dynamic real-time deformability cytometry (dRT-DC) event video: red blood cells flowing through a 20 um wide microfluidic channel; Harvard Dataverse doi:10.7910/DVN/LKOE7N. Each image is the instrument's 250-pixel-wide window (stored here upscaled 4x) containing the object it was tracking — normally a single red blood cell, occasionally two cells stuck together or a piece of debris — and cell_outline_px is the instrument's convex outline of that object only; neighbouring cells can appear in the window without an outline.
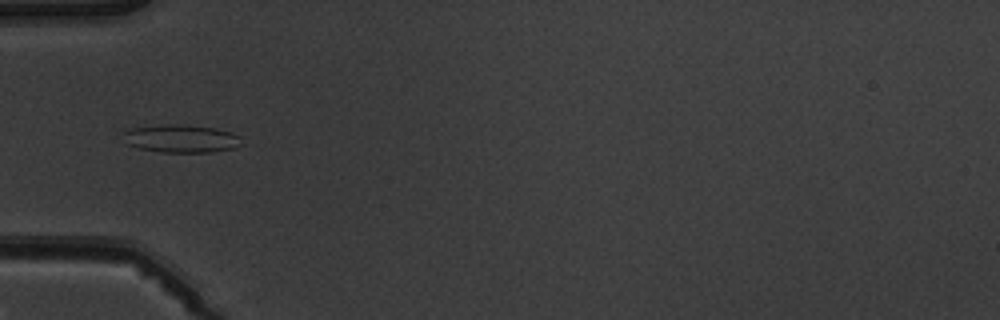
{"species": "common noctule bat (a hibernating species)", "species_latin": "Nyctalus noctula", "temperature_condition": "warm", "stored_images_in_passage": 8, "camera_frame_rate_fps": 3000, "um_per_image_px": 0.085, "animal": {"sex": "male", "body_mass_g": 19.5, "forearm_length_mm": 54.6}, "frame": {"image": 1, "passage_image": 5, "time_ms": 5.667, "image_size_px": [1000, 320], "cell_outline_px": [[244, 144], [236, 148], [212, 152], [160, 152], [140, 148], [128, 144], [124, 132], [128, 128], [168, 124], [184, 124], [216, 128], [240, 136]], "centroid_in_image_um": [15.46, 11.78], "position_along_channel_um": 69.5, "area_um2": 19.31}}
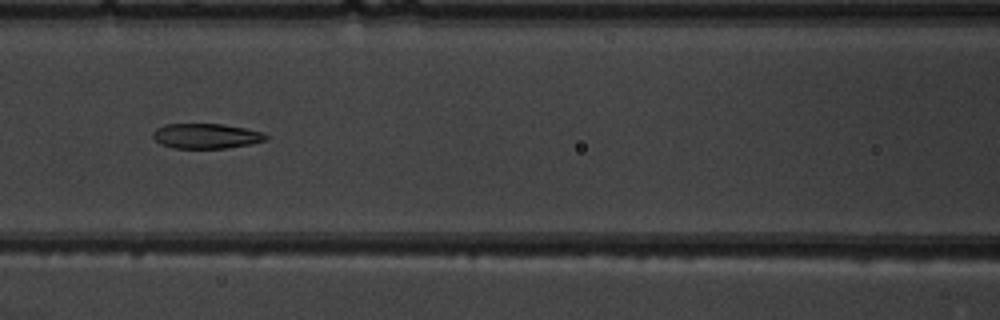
{"frame": {"image": 2, "passage_image": 7, "time_ms": 7.667, "image_size_px": [1000, 320], "cell_outline_px": [[268, 140], [248, 144], [224, 148], [172, 148], [160, 144], [152, 136], [152, 132], [156, 128], [164, 124], [224, 124], [264, 132], [268, 136]], "centroid_in_image_um": [17.5, 11.55], "position_along_channel_um": 149.1, "area_um2": 16.53}}
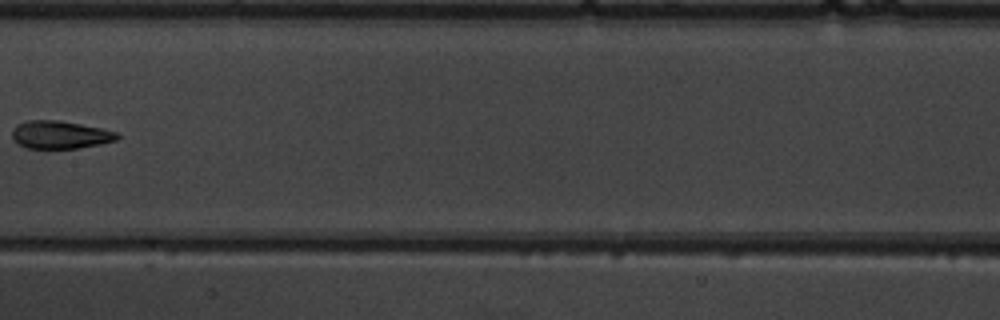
{"frame": {"image": 3, "passage_image": 8, "time_ms": 9.0, "image_size_px": [1000, 320], "cell_outline_px": [[120, 136], [116, 140], [100, 144], [80, 148], [28, 148], [16, 144], [12, 140], [12, 128], [16, 124], [28, 120], [60, 120], [100, 128], [116, 132]], "centroid_in_image_um": [5.05, 11.45], "position_along_channel_um": 202.3, "area_um2": 17.17}}